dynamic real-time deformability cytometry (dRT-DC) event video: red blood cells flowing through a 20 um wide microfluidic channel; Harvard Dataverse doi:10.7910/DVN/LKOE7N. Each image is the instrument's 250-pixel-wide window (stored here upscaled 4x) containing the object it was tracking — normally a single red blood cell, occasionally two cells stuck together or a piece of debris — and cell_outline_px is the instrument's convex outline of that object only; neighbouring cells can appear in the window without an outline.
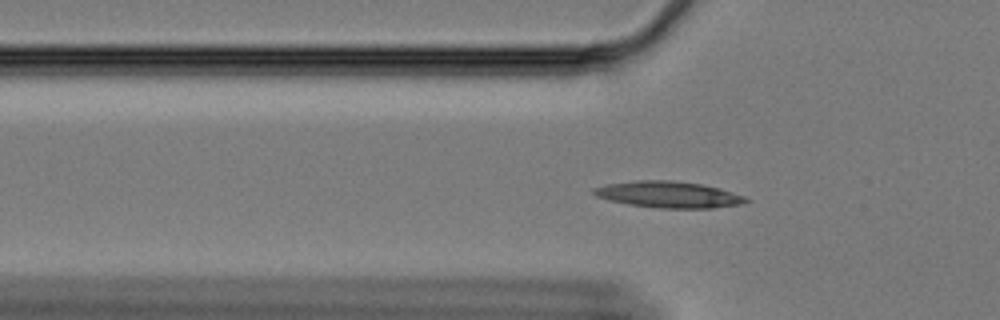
{"species": "Egyptian fruit bat (a non-hibernating species)", "species_latin": "Rousettus aegyptiacus", "temperature_condition": "cold", "stored_images_in_passage": 42, "camera_frame_rate_fps": 3000, "um_per_image_px": 0.085, "animal": {"sex": "female"}, "frame": {"image": 1, "passage_image": 2, "time_ms": 0.333, "image_size_px": [1000, 320], "cell_outline_px": [[752, 200], [744, 204], [712, 208], [660, 208], [628, 204], [608, 200], [596, 196], [592, 192], [592, 188], [608, 184], [636, 180], [672, 180], [700, 184], [720, 188], [744, 196]], "centroid_in_image_um": [56.85, 16.54], "position_along_channel_um": 69.0, "area_um2": 23.47}}
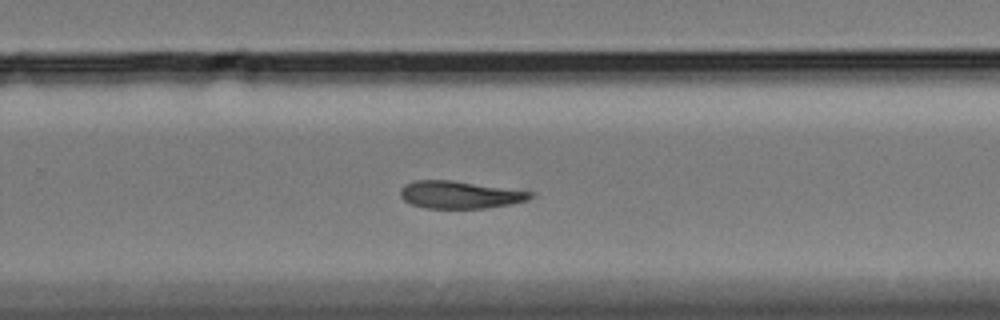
{"frame": {"image": 2, "passage_image": 22, "time_ms": 7.0, "image_size_px": [1000, 320], "cell_outline_px": [[536, 192], [528, 200], [488, 208], [424, 208], [412, 204], [404, 200], [400, 196], [400, 188], [404, 184], [412, 180], [452, 180]], "centroid_in_image_um": [39.06, 16.54], "position_along_channel_um": 290.7, "area_um2": 20.92}}
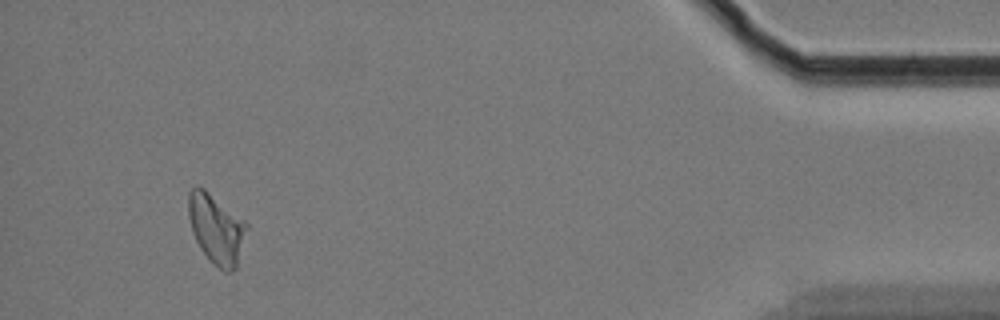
{"frame": {"image": 3, "passage_image": 39, "time_ms": 12.667, "image_size_px": [1000, 320], "cell_outline_px": [[248, 228], [236, 268], [232, 272], [224, 272], [208, 260], [200, 248], [192, 232], [188, 216], [188, 192], [192, 188], [204, 188], [244, 220], [248, 224]], "centroid_in_image_um": [18.39, 19.48], "position_along_channel_um": 416.8, "area_um2": 23.64}}